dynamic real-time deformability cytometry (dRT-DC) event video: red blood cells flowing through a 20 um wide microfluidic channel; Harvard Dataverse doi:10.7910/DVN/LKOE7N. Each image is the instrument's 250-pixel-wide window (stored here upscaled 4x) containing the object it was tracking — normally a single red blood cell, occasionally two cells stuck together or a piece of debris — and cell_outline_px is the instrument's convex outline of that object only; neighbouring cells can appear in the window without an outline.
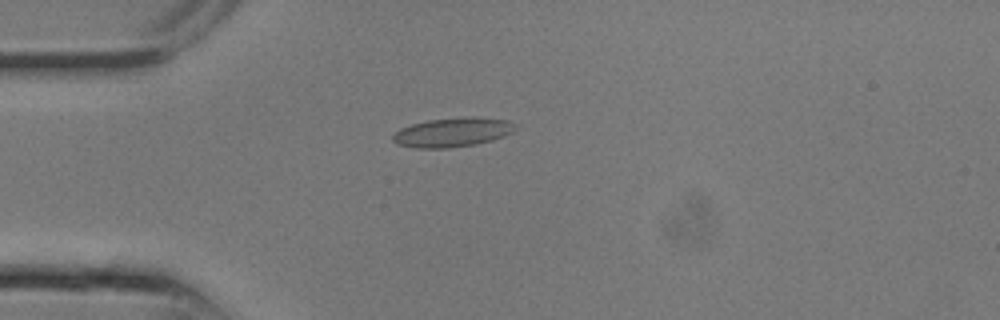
{"species": "common noctule bat (a hibernating species)", "species_latin": "Nyctalus noctula", "temperature_condition": "room temperature", "stored_images_in_passage": 15, "camera_frame_rate_fps": 3000, "um_per_image_px": 0.085, "animal": {"sex": "male", "body_mass_g": 13.3}, "frame": {"image": 1, "passage_image": 7, "time_ms": 2.0, "image_size_px": [1000, 320], "cell_outline_px": [[520, 128], [504, 136], [492, 140], [476, 144], [448, 148], [416, 148], [396, 144], [392, 140], [392, 136], [400, 128], [412, 124], [428, 120], [508, 120], [516, 124]], "centroid_in_image_um": [38.42, 11.31], "position_along_channel_um": 46.6, "area_um2": 19.88}}
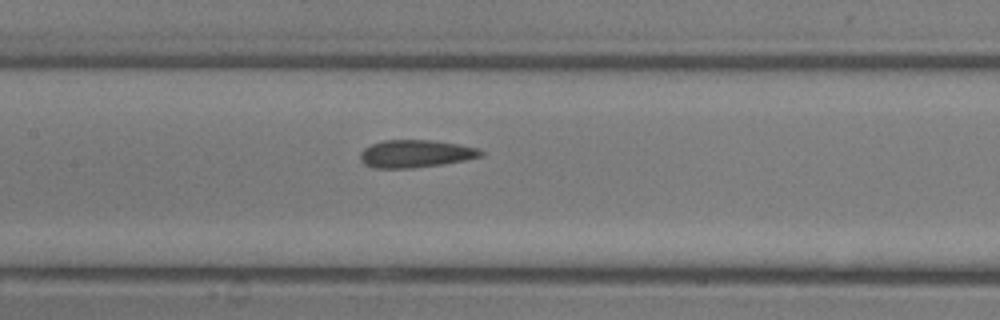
{"frame": {"image": 2, "passage_image": 12, "time_ms": 3.667, "image_size_px": [1000, 320], "cell_outline_px": [[484, 156], [444, 164], [412, 168], [372, 168], [364, 164], [360, 160], [360, 152], [364, 148], [372, 144], [384, 140], [432, 140], [460, 144], [476, 148], [484, 152]], "centroid_in_image_um": [35.32, 13.07], "position_along_channel_um": 172.1, "area_um2": 19.54}}
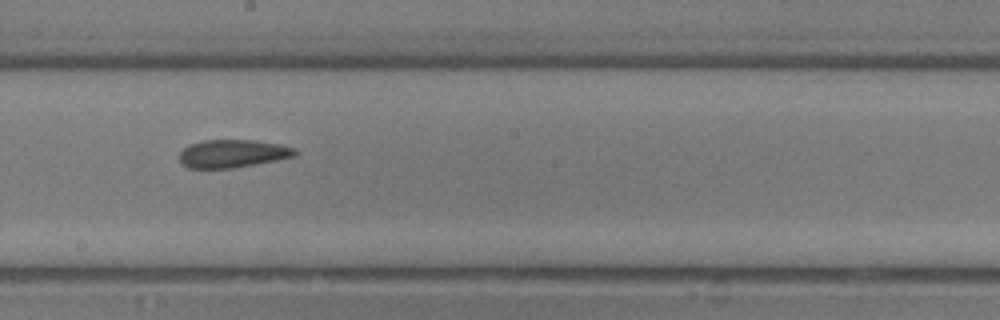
{"frame": {"image": 3, "passage_image": 14, "time_ms": 4.333, "image_size_px": [1000, 320], "cell_outline_px": [[300, 152], [296, 156], [256, 164], [232, 168], [188, 168], [180, 164], [180, 152], [188, 144], [204, 140], [252, 140], [280, 144], [296, 148]], "centroid_in_image_um": [19.79, 13.05], "position_along_channel_um": 228.4, "area_um2": 19.02}}